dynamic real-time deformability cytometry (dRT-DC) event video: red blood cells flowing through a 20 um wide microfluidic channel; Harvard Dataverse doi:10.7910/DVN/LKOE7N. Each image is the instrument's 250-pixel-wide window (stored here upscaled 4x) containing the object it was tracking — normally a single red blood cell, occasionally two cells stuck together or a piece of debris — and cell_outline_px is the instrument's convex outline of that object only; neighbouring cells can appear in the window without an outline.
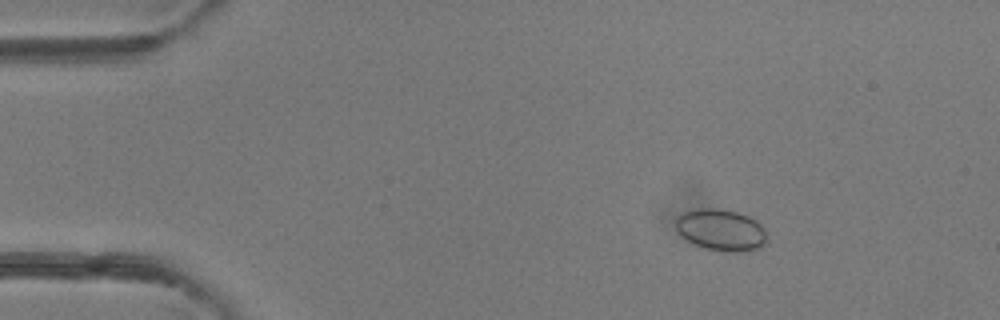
{"species": "common noctule bat (a hibernating species)", "species_latin": "Nyctalus noctula", "temperature_condition": "room temperature", "stored_images_in_passage": 3, "camera_frame_rate_fps": 3000, "um_per_image_px": 0.085, "animal": {"sex": "female"}, "frame": {"image": 1, "passage_image": 1, "time_ms": 0.0, "image_size_px": [1000, 320], "cell_outline_px": [[768, 240], [760, 248], [736, 252], [720, 252], [704, 248], [680, 236], [676, 228], [676, 216], [680, 212], [692, 208], [720, 208], [736, 212], [748, 216], [756, 220], [764, 228], [768, 236]], "centroid_in_image_um": [61.27, 19.53], "position_along_channel_um": 23.7, "area_um2": 22.6}}